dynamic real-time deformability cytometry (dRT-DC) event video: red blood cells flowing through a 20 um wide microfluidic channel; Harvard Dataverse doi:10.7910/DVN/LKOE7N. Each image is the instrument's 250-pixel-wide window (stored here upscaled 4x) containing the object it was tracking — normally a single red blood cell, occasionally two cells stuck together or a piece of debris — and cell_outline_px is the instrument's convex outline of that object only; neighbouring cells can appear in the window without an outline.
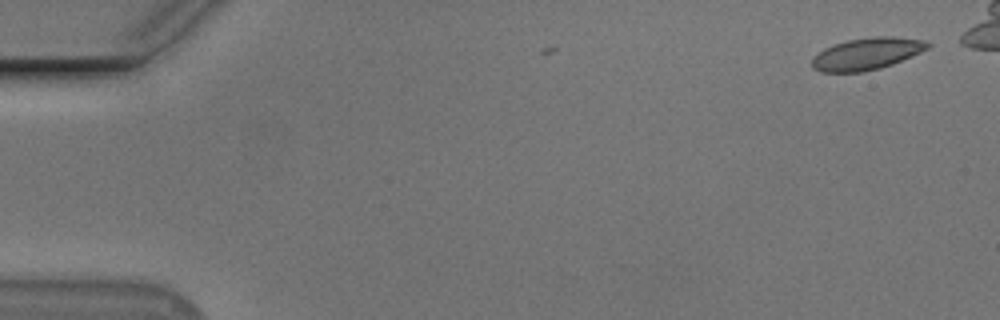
{"species": "Egyptian fruit bat (a non-hibernating species)", "species_latin": "Rousettus aegyptiacus", "temperature_condition": "cold", "stored_images_in_passage": 2, "camera_frame_rate_fps": 3000, "um_per_image_px": 0.085, "animal": {"sex": "male"}, "frame": {"image": 1, "passage_image": 2, "time_ms": 0.333, "image_size_px": [1000, 320], "cell_outline_px": [[932, 44], [928, 48], [912, 56], [892, 64], [880, 68], [864, 72], [820, 72], [812, 68], [812, 56], [824, 48], [848, 40], [876, 36], [892, 36], [924, 40]], "centroid_in_image_um": [73.66, 4.58], "position_along_channel_um": 11.3, "area_um2": 21.56}}